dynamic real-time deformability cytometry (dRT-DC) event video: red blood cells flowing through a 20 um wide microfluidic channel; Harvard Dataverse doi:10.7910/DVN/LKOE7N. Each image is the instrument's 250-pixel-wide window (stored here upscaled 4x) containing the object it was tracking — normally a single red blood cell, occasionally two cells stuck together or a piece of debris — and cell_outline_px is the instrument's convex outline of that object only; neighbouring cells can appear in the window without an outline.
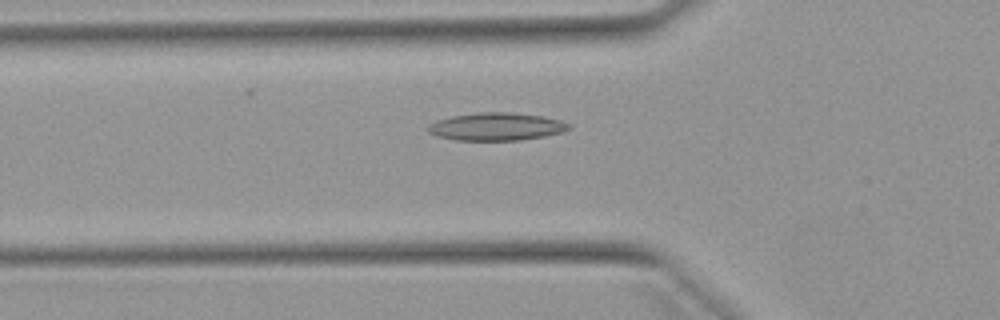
{"species": "Egyptian fruit bat (a non-hibernating species)", "species_latin": "Rousettus aegyptiacus", "temperature_condition": "warm", "stored_images_in_passage": 52, "camera_frame_rate_fps": 3000, "um_per_image_px": 0.085, "animal": {"sex": "female"}, "frame": {"image": 1, "passage_image": 18, "time_ms": 5.667, "image_size_px": [1000, 320], "cell_outline_px": [[572, 128], [564, 132], [544, 136], [520, 140], [456, 140], [436, 136], [428, 132], [424, 128], [428, 124], [436, 120], [452, 116], [480, 112], [512, 112], [544, 116], [560, 120], [568, 124]], "centroid_in_image_um": [42.16, 10.76], "position_along_channel_um": 83.6, "area_um2": 23.0}}
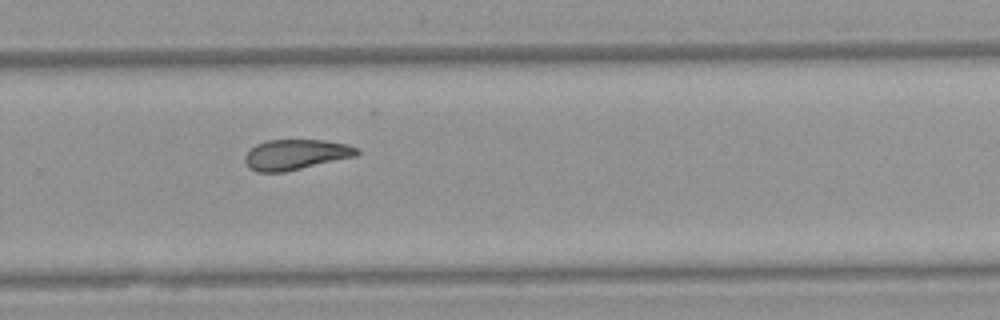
{"frame": {"image": 2, "passage_image": 35, "time_ms": 11.333, "image_size_px": [1000, 320], "cell_outline_px": [[360, 152], [356, 156], [284, 172], [256, 172], [248, 168], [244, 160], [244, 156], [256, 144], [268, 140], [324, 140], [348, 144], [360, 148]], "centroid_in_image_um": [25.15, 13.14], "position_along_channel_um": 304.7, "area_um2": 19.88}}
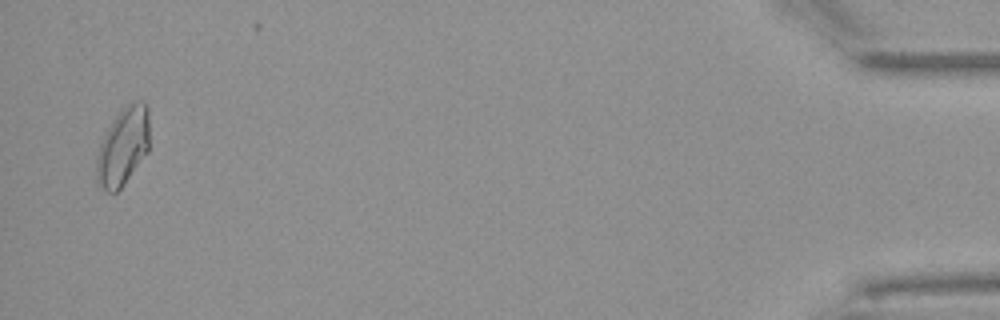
{"frame": {"image": 3, "passage_image": 51, "time_ms": 16.667, "image_size_px": [1000, 320], "cell_outline_px": [[148, 152], [120, 188], [116, 192], [104, 192], [96, 180], [96, 156], [100, 144], [112, 120], [128, 104], [136, 100], [140, 100], [148, 108]], "centroid_in_image_um": [10.43, 12.48], "position_along_channel_um": 424.8, "area_um2": 23.76}, "authors_computed_cell_mechanics": {"area_um2": 20.8369, "velocity_mm_per_s": 3.9076, "shape_relaxation_time_tau1_ms": null, "shape_relaxation_time_tau2_ms": 4.0901, "deformation_change_tau1": null, "deformation_change_tau2": 0.108}}